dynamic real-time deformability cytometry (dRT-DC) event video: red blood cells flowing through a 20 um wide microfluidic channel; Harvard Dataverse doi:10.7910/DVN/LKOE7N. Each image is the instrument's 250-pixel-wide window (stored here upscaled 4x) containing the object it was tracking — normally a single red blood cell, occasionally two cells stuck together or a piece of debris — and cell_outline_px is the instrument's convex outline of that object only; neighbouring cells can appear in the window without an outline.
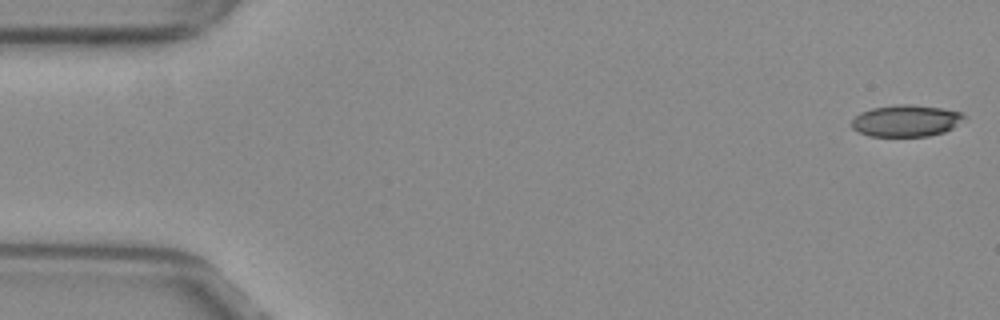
{"species": "common noctule bat (a hibernating species)", "species_latin": "Nyctalus noctula", "temperature_condition": "warm", "stored_images_in_passage": 48, "camera_frame_rate_fps": 3000, "um_per_image_px": 0.085, "animal": {"sex": "female", "body_mass_g": 29.2, "forearm_length_mm": 56.3}, "frame": {"image": 1, "passage_image": 1, "time_ms": 0.0, "image_size_px": [1000, 320], "cell_outline_px": [[964, 116], [952, 128], [944, 132], [928, 136], [868, 136], [852, 128], [852, 120], [860, 112], [872, 108], [900, 104], [912, 104], [940, 108], [960, 112]], "centroid_in_image_um": [76.96, 10.26], "position_along_channel_um": 8.0, "area_um2": 20.46}}
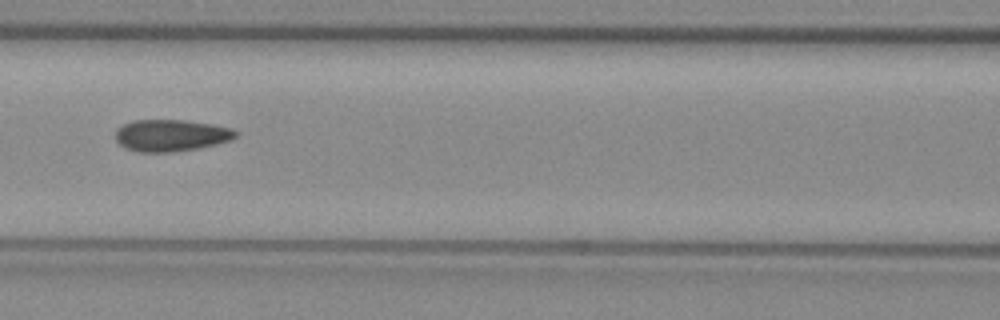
{"frame": {"image": 2, "passage_image": 23, "time_ms": 7.333, "image_size_px": [1000, 320], "cell_outline_px": [[240, 132], [232, 140], [216, 144], [196, 148], [172, 152], [140, 152], [124, 148], [116, 140], [116, 128], [132, 120], [184, 120], [212, 124], [232, 128]], "centroid_in_image_um": [14.54, 11.5], "position_along_channel_um": 152.1, "area_um2": 22.37}}
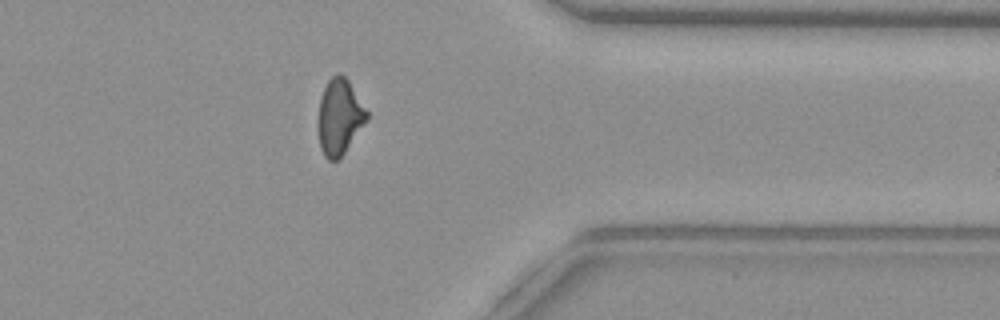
{"frame": {"image": 3, "passage_image": 42, "time_ms": 13.667, "image_size_px": [1000, 320], "cell_outline_px": [[368, 120], [344, 152], [336, 160], [328, 160], [324, 156], [320, 148], [320, 96], [328, 80], [336, 72], [340, 72], [348, 80], [368, 112]], "centroid_in_image_um": [28.88, 9.9], "position_along_channel_um": 382.5, "area_um2": 20.98}, "authors_computed_cell_mechanics": {"area_um2": 21.8484, "velocity_mm_per_s": 3.8697, "shape_relaxation_time_tau1_ms": null, "shape_relaxation_time_tau2_ms": 1.6659, "deformation_change_tau1": null, "deformation_change_tau2": 0.0856}}